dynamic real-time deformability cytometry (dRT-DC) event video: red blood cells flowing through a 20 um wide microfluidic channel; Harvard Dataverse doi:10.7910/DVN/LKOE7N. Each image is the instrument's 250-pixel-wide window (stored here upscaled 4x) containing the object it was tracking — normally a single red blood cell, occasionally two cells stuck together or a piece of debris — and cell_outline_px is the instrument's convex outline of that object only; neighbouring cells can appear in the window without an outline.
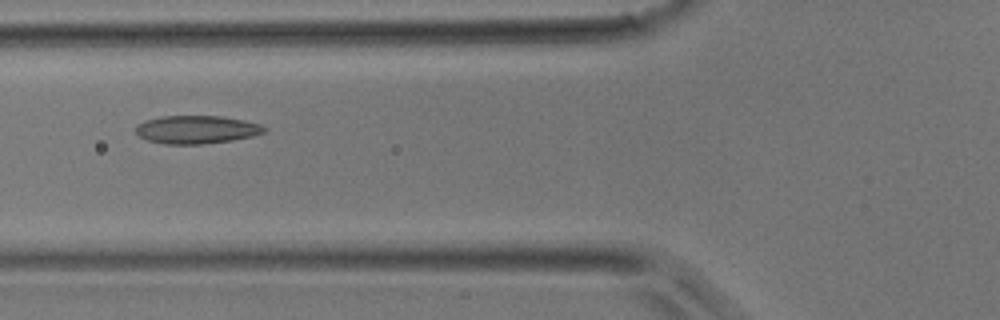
{"species": "common noctule bat (a hibernating species)", "species_latin": "Nyctalus noctula", "temperature_condition": "room temperature", "stored_images_in_passage": 3, "camera_frame_rate_fps": 3000, "um_per_image_px": 0.085, "animal": {"sex": "male", "body_mass_g": 17.9}, "frame": {"image": 1, "passage_image": 3, "time_ms": 2.333, "image_size_px": [1000, 320], "cell_outline_px": [[268, 128], [264, 132], [252, 136], [232, 140], [204, 144], [164, 144], [148, 140], [140, 136], [136, 132], [136, 124], [160, 116], [220, 116], [244, 120], [260, 124]], "centroid_in_image_um": [16.72, 11.01], "position_along_channel_um": 109.1, "area_um2": 20.98}}